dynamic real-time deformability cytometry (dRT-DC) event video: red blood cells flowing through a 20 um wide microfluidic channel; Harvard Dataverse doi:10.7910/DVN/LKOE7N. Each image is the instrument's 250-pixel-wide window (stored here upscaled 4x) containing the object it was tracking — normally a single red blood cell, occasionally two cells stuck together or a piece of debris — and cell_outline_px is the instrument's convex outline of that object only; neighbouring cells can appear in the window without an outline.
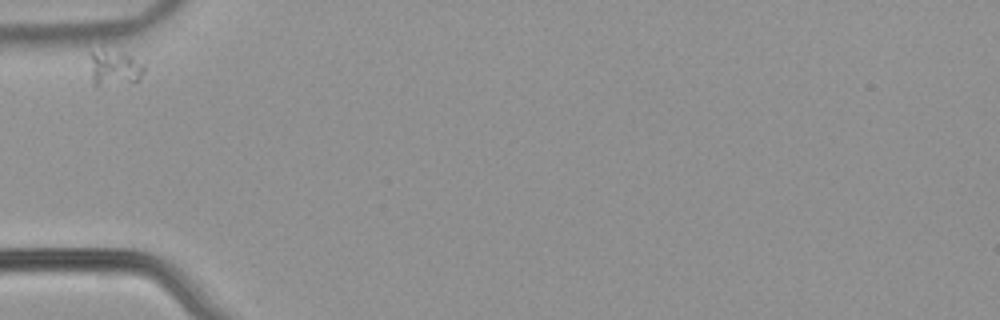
{"species": "common noctule bat (a hibernating species)", "species_latin": "Nyctalus noctula", "temperature_condition": "warm", "stored_images_in_passage": 34, "camera_frame_rate_fps": 3000, "um_per_image_px": 0.085, "animal": {"sex": "male", "body_mass_g": 21.5, "forearm_length_mm": 52.0}, "frame": {"image": 1, "passage_image": 1, "time_ms": 0.0, "image_size_px": [1000, 320], "cell_outline_px": [[144, 72], [140, 80], [96, 88], [92, 84], [92, 52], [124, 52], [144, 64]], "centroid_in_image_um": [9.77, 5.85], "position_along_channel_um": 75.2, "area_um2": 10.98}}
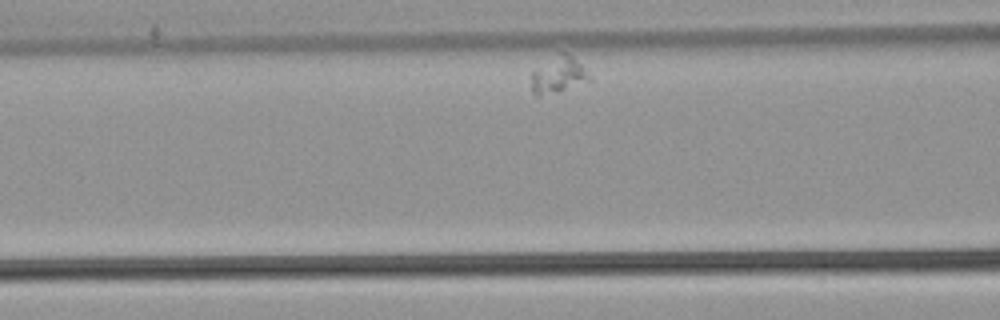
{"frame": {"image": 2, "passage_image": 6, "time_ms": 1.667, "image_size_px": [1000, 320], "cell_outline_px": [[592, 80], [536, 96], [532, 92], [532, 72], [536, 68], [560, 52], [568, 52], [592, 76]], "centroid_in_image_um": [47.47, 6.32], "position_along_channel_um": 119.1, "area_um2": 11.79}}
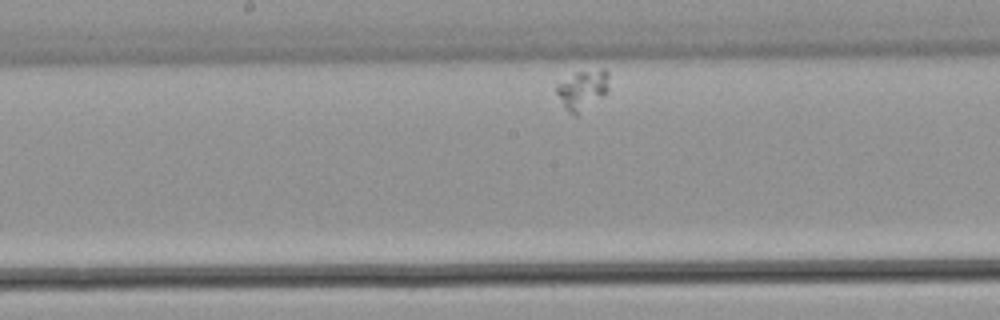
{"frame": {"image": 3, "passage_image": 15, "time_ms": 4.667, "image_size_px": [1000, 320], "cell_outline_px": [[608, 92], [576, 116], [568, 112], [556, 92], [556, 88], [560, 84], [576, 72], [604, 68], [608, 72]], "centroid_in_image_um": [49.56, 7.63], "position_along_channel_um": 198.6, "area_um2": 11.79}}